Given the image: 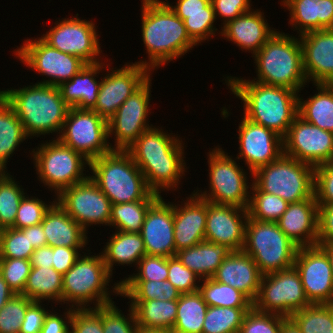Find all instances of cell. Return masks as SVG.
Returning a JSON list of instances; mask_svg holds the SVG:
<instances>
[{"instance_id":"6da1fadb","label":"cell","mask_w":333,"mask_h":333,"mask_svg":"<svg viewBox=\"0 0 333 333\" xmlns=\"http://www.w3.org/2000/svg\"><path fill=\"white\" fill-rule=\"evenodd\" d=\"M173 134L153 126L126 150L145 176L149 189L159 196L161 191L179 188L180 179L187 172L184 143Z\"/></svg>"},{"instance_id":"7a4b0ae2","label":"cell","mask_w":333,"mask_h":333,"mask_svg":"<svg viewBox=\"0 0 333 333\" xmlns=\"http://www.w3.org/2000/svg\"><path fill=\"white\" fill-rule=\"evenodd\" d=\"M141 3V37L148 60L135 63L153 71L197 45L187 34L183 20L165 1L142 0Z\"/></svg>"},{"instance_id":"3957f363","label":"cell","mask_w":333,"mask_h":333,"mask_svg":"<svg viewBox=\"0 0 333 333\" xmlns=\"http://www.w3.org/2000/svg\"><path fill=\"white\" fill-rule=\"evenodd\" d=\"M224 80L232 94L243 102L244 117L282 138L287 135L298 115L299 92L239 77L227 76Z\"/></svg>"},{"instance_id":"277c9868","label":"cell","mask_w":333,"mask_h":333,"mask_svg":"<svg viewBox=\"0 0 333 333\" xmlns=\"http://www.w3.org/2000/svg\"><path fill=\"white\" fill-rule=\"evenodd\" d=\"M0 95L13 108L27 137L31 139L54 132L58 138L70 106L57 86L35 83L19 89L0 90Z\"/></svg>"},{"instance_id":"5b68a950","label":"cell","mask_w":333,"mask_h":333,"mask_svg":"<svg viewBox=\"0 0 333 333\" xmlns=\"http://www.w3.org/2000/svg\"><path fill=\"white\" fill-rule=\"evenodd\" d=\"M88 170L112 205L160 197L149 189L145 176L126 150H111L91 160Z\"/></svg>"},{"instance_id":"8992f818","label":"cell","mask_w":333,"mask_h":333,"mask_svg":"<svg viewBox=\"0 0 333 333\" xmlns=\"http://www.w3.org/2000/svg\"><path fill=\"white\" fill-rule=\"evenodd\" d=\"M252 57L257 66V79L254 78L253 81L300 93L308 83L303 69L299 35L296 38L276 31Z\"/></svg>"},{"instance_id":"52a82bcc","label":"cell","mask_w":333,"mask_h":333,"mask_svg":"<svg viewBox=\"0 0 333 333\" xmlns=\"http://www.w3.org/2000/svg\"><path fill=\"white\" fill-rule=\"evenodd\" d=\"M82 253L85 254H81L63 275V304H68L66 307L85 309L114 303L110 294L112 290L108 287L111 285L112 275L107 271L101 253L96 256L84 251ZM92 303L94 307L90 306Z\"/></svg>"},{"instance_id":"ba28073f","label":"cell","mask_w":333,"mask_h":333,"mask_svg":"<svg viewBox=\"0 0 333 333\" xmlns=\"http://www.w3.org/2000/svg\"><path fill=\"white\" fill-rule=\"evenodd\" d=\"M54 139V140H53ZM41 143L31 150L38 180L54 191L55 198L69 186L86 180L85 167L90 161L82 154L63 144L58 138Z\"/></svg>"},{"instance_id":"9c48e42d","label":"cell","mask_w":333,"mask_h":333,"mask_svg":"<svg viewBox=\"0 0 333 333\" xmlns=\"http://www.w3.org/2000/svg\"><path fill=\"white\" fill-rule=\"evenodd\" d=\"M298 248L276 222L248 217L243 251L252 257L262 275L293 267Z\"/></svg>"},{"instance_id":"30bf717a","label":"cell","mask_w":333,"mask_h":333,"mask_svg":"<svg viewBox=\"0 0 333 333\" xmlns=\"http://www.w3.org/2000/svg\"><path fill=\"white\" fill-rule=\"evenodd\" d=\"M252 183L261 191L281 197L288 203L315 199V168L282 155L252 173Z\"/></svg>"},{"instance_id":"8fae6325","label":"cell","mask_w":333,"mask_h":333,"mask_svg":"<svg viewBox=\"0 0 333 333\" xmlns=\"http://www.w3.org/2000/svg\"><path fill=\"white\" fill-rule=\"evenodd\" d=\"M207 156L210 189L193 192L214 204L247 209L252 182H248V174L243 170V166L240 167V163L237 164L236 159L229 156L220 146L209 151Z\"/></svg>"},{"instance_id":"7c38bea8","label":"cell","mask_w":333,"mask_h":333,"mask_svg":"<svg viewBox=\"0 0 333 333\" xmlns=\"http://www.w3.org/2000/svg\"><path fill=\"white\" fill-rule=\"evenodd\" d=\"M311 305L300 275L296 268L290 267L279 272L263 275L259 293L253 307L261 312L290 318L291 315Z\"/></svg>"},{"instance_id":"4fadbf2b","label":"cell","mask_w":333,"mask_h":333,"mask_svg":"<svg viewBox=\"0 0 333 333\" xmlns=\"http://www.w3.org/2000/svg\"><path fill=\"white\" fill-rule=\"evenodd\" d=\"M58 139L89 161L112 150L107 121L93 110L70 107Z\"/></svg>"},{"instance_id":"5bb4252c","label":"cell","mask_w":333,"mask_h":333,"mask_svg":"<svg viewBox=\"0 0 333 333\" xmlns=\"http://www.w3.org/2000/svg\"><path fill=\"white\" fill-rule=\"evenodd\" d=\"M24 42L20 47L17 46L14 54L26 67L49 78L37 83L58 87L63 82L69 81L87 64L79 57L50 47L40 37L27 38Z\"/></svg>"},{"instance_id":"9a60e30c","label":"cell","mask_w":333,"mask_h":333,"mask_svg":"<svg viewBox=\"0 0 333 333\" xmlns=\"http://www.w3.org/2000/svg\"><path fill=\"white\" fill-rule=\"evenodd\" d=\"M59 21V22H58ZM41 39L50 47L81 58L87 64L101 62L102 50L95 22L76 17L59 19ZM98 56V57H97Z\"/></svg>"},{"instance_id":"2e32d148","label":"cell","mask_w":333,"mask_h":333,"mask_svg":"<svg viewBox=\"0 0 333 333\" xmlns=\"http://www.w3.org/2000/svg\"><path fill=\"white\" fill-rule=\"evenodd\" d=\"M55 199L86 232L91 225L109 226L111 201L90 176L64 189Z\"/></svg>"},{"instance_id":"e0dca14e","label":"cell","mask_w":333,"mask_h":333,"mask_svg":"<svg viewBox=\"0 0 333 333\" xmlns=\"http://www.w3.org/2000/svg\"><path fill=\"white\" fill-rule=\"evenodd\" d=\"M152 78H149L117 109L115 115L107 122L108 138L114 136L112 150H127L141 134L153 127L149 126L150 97Z\"/></svg>"},{"instance_id":"ac0fdd59","label":"cell","mask_w":333,"mask_h":333,"mask_svg":"<svg viewBox=\"0 0 333 333\" xmlns=\"http://www.w3.org/2000/svg\"><path fill=\"white\" fill-rule=\"evenodd\" d=\"M106 65L107 74L100 79V89L93 111L108 122L124 101L151 77L152 71L133 62H128L119 69L109 68V63Z\"/></svg>"},{"instance_id":"d6986e66","label":"cell","mask_w":333,"mask_h":333,"mask_svg":"<svg viewBox=\"0 0 333 333\" xmlns=\"http://www.w3.org/2000/svg\"><path fill=\"white\" fill-rule=\"evenodd\" d=\"M284 155L316 166L333 162V133L295 117L283 138Z\"/></svg>"},{"instance_id":"ffe728a7","label":"cell","mask_w":333,"mask_h":333,"mask_svg":"<svg viewBox=\"0 0 333 333\" xmlns=\"http://www.w3.org/2000/svg\"><path fill=\"white\" fill-rule=\"evenodd\" d=\"M311 304H333V275L327 253L318 245L299 247L293 265Z\"/></svg>"},{"instance_id":"44dd1931","label":"cell","mask_w":333,"mask_h":333,"mask_svg":"<svg viewBox=\"0 0 333 333\" xmlns=\"http://www.w3.org/2000/svg\"><path fill=\"white\" fill-rule=\"evenodd\" d=\"M238 127L239 154L236 160L244 159L252 173L258 168L276 161L284 154L283 138L260 124L243 116Z\"/></svg>"},{"instance_id":"7402d4cb","label":"cell","mask_w":333,"mask_h":333,"mask_svg":"<svg viewBox=\"0 0 333 333\" xmlns=\"http://www.w3.org/2000/svg\"><path fill=\"white\" fill-rule=\"evenodd\" d=\"M247 219L246 208L207 201L205 241L226 245L232 251L243 250Z\"/></svg>"},{"instance_id":"603a6c76","label":"cell","mask_w":333,"mask_h":333,"mask_svg":"<svg viewBox=\"0 0 333 333\" xmlns=\"http://www.w3.org/2000/svg\"><path fill=\"white\" fill-rule=\"evenodd\" d=\"M140 234L146 255L174 257V204L160 196L148 208Z\"/></svg>"},{"instance_id":"cb8c5ba5","label":"cell","mask_w":333,"mask_h":333,"mask_svg":"<svg viewBox=\"0 0 333 333\" xmlns=\"http://www.w3.org/2000/svg\"><path fill=\"white\" fill-rule=\"evenodd\" d=\"M307 82H333V29L310 31L299 36Z\"/></svg>"},{"instance_id":"d4e9b609","label":"cell","mask_w":333,"mask_h":333,"mask_svg":"<svg viewBox=\"0 0 333 333\" xmlns=\"http://www.w3.org/2000/svg\"><path fill=\"white\" fill-rule=\"evenodd\" d=\"M184 204H174V240L176 252L205 240L207 200L195 192Z\"/></svg>"},{"instance_id":"484cf974","label":"cell","mask_w":333,"mask_h":333,"mask_svg":"<svg viewBox=\"0 0 333 333\" xmlns=\"http://www.w3.org/2000/svg\"><path fill=\"white\" fill-rule=\"evenodd\" d=\"M262 13L260 9H252L227 22L221 27L218 34L227 38L228 41L234 42L242 51H249L254 56L276 32L275 28L270 27Z\"/></svg>"},{"instance_id":"4316f807","label":"cell","mask_w":333,"mask_h":333,"mask_svg":"<svg viewBox=\"0 0 333 333\" xmlns=\"http://www.w3.org/2000/svg\"><path fill=\"white\" fill-rule=\"evenodd\" d=\"M285 235L298 247H312L318 240V203L305 199L289 203L276 222Z\"/></svg>"},{"instance_id":"83f0119b","label":"cell","mask_w":333,"mask_h":333,"mask_svg":"<svg viewBox=\"0 0 333 333\" xmlns=\"http://www.w3.org/2000/svg\"><path fill=\"white\" fill-rule=\"evenodd\" d=\"M262 276L252 257L241 250L232 251L212 278L241 291L254 302L259 293Z\"/></svg>"},{"instance_id":"f1b7e54d","label":"cell","mask_w":333,"mask_h":333,"mask_svg":"<svg viewBox=\"0 0 333 333\" xmlns=\"http://www.w3.org/2000/svg\"><path fill=\"white\" fill-rule=\"evenodd\" d=\"M48 246L85 248L87 232L55 201L41 222Z\"/></svg>"},{"instance_id":"f546056e","label":"cell","mask_w":333,"mask_h":333,"mask_svg":"<svg viewBox=\"0 0 333 333\" xmlns=\"http://www.w3.org/2000/svg\"><path fill=\"white\" fill-rule=\"evenodd\" d=\"M289 10V24L300 35L321 29H333V0H282Z\"/></svg>"},{"instance_id":"4dcf8cb0","label":"cell","mask_w":333,"mask_h":333,"mask_svg":"<svg viewBox=\"0 0 333 333\" xmlns=\"http://www.w3.org/2000/svg\"><path fill=\"white\" fill-rule=\"evenodd\" d=\"M102 60L101 58L99 63L86 64L69 81H65L58 86L61 97L70 107L80 110L94 109L101 84V81L96 80V78H98L99 72L105 70L106 67Z\"/></svg>"},{"instance_id":"1f68e13d","label":"cell","mask_w":333,"mask_h":333,"mask_svg":"<svg viewBox=\"0 0 333 333\" xmlns=\"http://www.w3.org/2000/svg\"><path fill=\"white\" fill-rule=\"evenodd\" d=\"M232 252L226 245L202 241L176 252V257L201 279L212 278L223 260Z\"/></svg>"},{"instance_id":"d6a6232c","label":"cell","mask_w":333,"mask_h":333,"mask_svg":"<svg viewBox=\"0 0 333 333\" xmlns=\"http://www.w3.org/2000/svg\"><path fill=\"white\" fill-rule=\"evenodd\" d=\"M109 242L104 246L101 255L107 271L113 276L114 264L138 265L139 260L146 255L144 241L140 233L115 230L110 235ZM136 263V264H135Z\"/></svg>"},{"instance_id":"836d02e7","label":"cell","mask_w":333,"mask_h":333,"mask_svg":"<svg viewBox=\"0 0 333 333\" xmlns=\"http://www.w3.org/2000/svg\"><path fill=\"white\" fill-rule=\"evenodd\" d=\"M313 85L317 94L306 100L298 95V115L314 126L333 133V86L326 83Z\"/></svg>"},{"instance_id":"e575fe53","label":"cell","mask_w":333,"mask_h":333,"mask_svg":"<svg viewBox=\"0 0 333 333\" xmlns=\"http://www.w3.org/2000/svg\"><path fill=\"white\" fill-rule=\"evenodd\" d=\"M130 302L138 328L160 331L173 329L177 317V300Z\"/></svg>"},{"instance_id":"d590c367","label":"cell","mask_w":333,"mask_h":333,"mask_svg":"<svg viewBox=\"0 0 333 333\" xmlns=\"http://www.w3.org/2000/svg\"><path fill=\"white\" fill-rule=\"evenodd\" d=\"M62 280L63 275L53 267H31L22 295L32 301L52 300L62 305Z\"/></svg>"},{"instance_id":"8d00e7d4","label":"cell","mask_w":333,"mask_h":333,"mask_svg":"<svg viewBox=\"0 0 333 333\" xmlns=\"http://www.w3.org/2000/svg\"><path fill=\"white\" fill-rule=\"evenodd\" d=\"M27 138L20 119L0 95V171L7 170L10 156Z\"/></svg>"},{"instance_id":"74e56055","label":"cell","mask_w":333,"mask_h":333,"mask_svg":"<svg viewBox=\"0 0 333 333\" xmlns=\"http://www.w3.org/2000/svg\"><path fill=\"white\" fill-rule=\"evenodd\" d=\"M207 309L208 305L199 291L181 294L177 300L173 329L181 333H202Z\"/></svg>"},{"instance_id":"f35d334b","label":"cell","mask_w":333,"mask_h":333,"mask_svg":"<svg viewBox=\"0 0 333 333\" xmlns=\"http://www.w3.org/2000/svg\"><path fill=\"white\" fill-rule=\"evenodd\" d=\"M181 293L168 281L124 280L120 284V296L130 301L178 300Z\"/></svg>"},{"instance_id":"ab89813d","label":"cell","mask_w":333,"mask_h":333,"mask_svg":"<svg viewBox=\"0 0 333 333\" xmlns=\"http://www.w3.org/2000/svg\"><path fill=\"white\" fill-rule=\"evenodd\" d=\"M199 292L208 306L252 308L253 302L241 291L213 278L201 279Z\"/></svg>"},{"instance_id":"60d3db41","label":"cell","mask_w":333,"mask_h":333,"mask_svg":"<svg viewBox=\"0 0 333 333\" xmlns=\"http://www.w3.org/2000/svg\"><path fill=\"white\" fill-rule=\"evenodd\" d=\"M157 199H143L111 205L109 226L117 231L140 233L148 208Z\"/></svg>"},{"instance_id":"b9f144b4","label":"cell","mask_w":333,"mask_h":333,"mask_svg":"<svg viewBox=\"0 0 333 333\" xmlns=\"http://www.w3.org/2000/svg\"><path fill=\"white\" fill-rule=\"evenodd\" d=\"M290 319L301 333H333V304H311L295 311Z\"/></svg>"},{"instance_id":"7bdbcfd3","label":"cell","mask_w":333,"mask_h":333,"mask_svg":"<svg viewBox=\"0 0 333 333\" xmlns=\"http://www.w3.org/2000/svg\"><path fill=\"white\" fill-rule=\"evenodd\" d=\"M250 194L248 217L255 220L277 222L289 205L281 197L259 190L253 183Z\"/></svg>"},{"instance_id":"ee69618b","label":"cell","mask_w":333,"mask_h":333,"mask_svg":"<svg viewBox=\"0 0 333 333\" xmlns=\"http://www.w3.org/2000/svg\"><path fill=\"white\" fill-rule=\"evenodd\" d=\"M7 171H0V227L14 225L19 204L26 194L20 183Z\"/></svg>"},{"instance_id":"f6af8a7d","label":"cell","mask_w":333,"mask_h":333,"mask_svg":"<svg viewBox=\"0 0 333 333\" xmlns=\"http://www.w3.org/2000/svg\"><path fill=\"white\" fill-rule=\"evenodd\" d=\"M250 309L208 306L202 333H239L243 318Z\"/></svg>"},{"instance_id":"bcb514c9","label":"cell","mask_w":333,"mask_h":333,"mask_svg":"<svg viewBox=\"0 0 333 333\" xmlns=\"http://www.w3.org/2000/svg\"><path fill=\"white\" fill-rule=\"evenodd\" d=\"M29 240V227L4 228L0 235V258H19L30 260L34 252Z\"/></svg>"},{"instance_id":"7dc6e473","label":"cell","mask_w":333,"mask_h":333,"mask_svg":"<svg viewBox=\"0 0 333 333\" xmlns=\"http://www.w3.org/2000/svg\"><path fill=\"white\" fill-rule=\"evenodd\" d=\"M176 15L183 20L187 34L197 45H201V42L204 43L212 36H216L218 28L216 29L214 25L216 18L211 2L207 5V13Z\"/></svg>"},{"instance_id":"c3c4849f","label":"cell","mask_w":333,"mask_h":333,"mask_svg":"<svg viewBox=\"0 0 333 333\" xmlns=\"http://www.w3.org/2000/svg\"><path fill=\"white\" fill-rule=\"evenodd\" d=\"M136 267L137 274L133 273L118 283L115 282L114 287H111L112 293L120 295V284L124 280L165 281L168 278V257L144 255Z\"/></svg>"},{"instance_id":"681fc988","label":"cell","mask_w":333,"mask_h":333,"mask_svg":"<svg viewBox=\"0 0 333 333\" xmlns=\"http://www.w3.org/2000/svg\"><path fill=\"white\" fill-rule=\"evenodd\" d=\"M33 301L22 294H15L0 309V333H19L28 306Z\"/></svg>"},{"instance_id":"f907efd6","label":"cell","mask_w":333,"mask_h":333,"mask_svg":"<svg viewBox=\"0 0 333 333\" xmlns=\"http://www.w3.org/2000/svg\"><path fill=\"white\" fill-rule=\"evenodd\" d=\"M128 307L129 314L126 316L116 307L115 302L102 306L103 333H137L139 328L133 308Z\"/></svg>"},{"instance_id":"816d5d0a","label":"cell","mask_w":333,"mask_h":333,"mask_svg":"<svg viewBox=\"0 0 333 333\" xmlns=\"http://www.w3.org/2000/svg\"><path fill=\"white\" fill-rule=\"evenodd\" d=\"M286 317L261 312L252 307L246 312L239 333H279Z\"/></svg>"},{"instance_id":"f5cc1de1","label":"cell","mask_w":333,"mask_h":333,"mask_svg":"<svg viewBox=\"0 0 333 333\" xmlns=\"http://www.w3.org/2000/svg\"><path fill=\"white\" fill-rule=\"evenodd\" d=\"M53 200V202H49L50 204H46L45 201H42L38 197H27L24 195L19 204L16 219L12 228L23 229L41 224L46 211L56 201V199Z\"/></svg>"},{"instance_id":"db71d44e","label":"cell","mask_w":333,"mask_h":333,"mask_svg":"<svg viewBox=\"0 0 333 333\" xmlns=\"http://www.w3.org/2000/svg\"><path fill=\"white\" fill-rule=\"evenodd\" d=\"M27 259L0 258V273L15 294H22L31 270Z\"/></svg>"},{"instance_id":"11a10c76","label":"cell","mask_w":333,"mask_h":333,"mask_svg":"<svg viewBox=\"0 0 333 333\" xmlns=\"http://www.w3.org/2000/svg\"><path fill=\"white\" fill-rule=\"evenodd\" d=\"M167 280L181 293H193L199 291L201 278L184 266L179 259L168 257Z\"/></svg>"},{"instance_id":"9f6ffc18","label":"cell","mask_w":333,"mask_h":333,"mask_svg":"<svg viewBox=\"0 0 333 333\" xmlns=\"http://www.w3.org/2000/svg\"><path fill=\"white\" fill-rule=\"evenodd\" d=\"M70 333H103L102 306L85 309L74 308Z\"/></svg>"},{"instance_id":"6f0895ef","label":"cell","mask_w":333,"mask_h":333,"mask_svg":"<svg viewBox=\"0 0 333 333\" xmlns=\"http://www.w3.org/2000/svg\"><path fill=\"white\" fill-rule=\"evenodd\" d=\"M314 196L318 205L333 204V163L315 167Z\"/></svg>"},{"instance_id":"680465c9","label":"cell","mask_w":333,"mask_h":333,"mask_svg":"<svg viewBox=\"0 0 333 333\" xmlns=\"http://www.w3.org/2000/svg\"><path fill=\"white\" fill-rule=\"evenodd\" d=\"M251 0H211L215 18H222L223 25L252 10ZM218 16V17H217Z\"/></svg>"},{"instance_id":"91938a15","label":"cell","mask_w":333,"mask_h":333,"mask_svg":"<svg viewBox=\"0 0 333 333\" xmlns=\"http://www.w3.org/2000/svg\"><path fill=\"white\" fill-rule=\"evenodd\" d=\"M49 311L43 307L42 302L33 301L25 312L19 333H40Z\"/></svg>"},{"instance_id":"94428289","label":"cell","mask_w":333,"mask_h":333,"mask_svg":"<svg viewBox=\"0 0 333 333\" xmlns=\"http://www.w3.org/2000/svg\"><path fill=\"white\" fill-rule=\"evenodd\" d=\"M79 250L85 249L53 246L52 267L64 275L81 256Z\"/></svg>"},{"instance_id":"6125c7cd","label":"cell","mask_w":333,"mask_h":333,"mask_svg":"<svg viewBox=\"0 0 333 333\" xmlns=\"http://www.w3.org/2000/svg\"><path fill=\"white\" fill-rule=\"evenodd\" d=\"M333 243V204L318 205L317 245Z\"/></svg>"},{"instance_id":"be15d7a7","label":"cell","mask_w":333,"mask_h":333,"mask_svg":"<svg viewBox=\"0 0 333 333\" xmlns=\"http://www.w3.org/2000/svg\"><path fill=\"white\" fill-rule=\"evenodd\" d=\"M67 311L64 315H58L57 312L51 311L45 316L43 327L40 333H70L71 319L74 308H65ZM57 313V314H56ZM64 316V317H62Z\"/></svg>"},{"instance_id":"e7e4bbea","label":"cell","mask_w":333,"mask_h":333,"mask_svg":"<svg viewBox=\"0 0 333 333\" xmlns=\"http://www.w3.org/2000/svg\"><path fill=\"white\" fill-rule=\"evenodd\" d=\"M165 1L175 14L207 13V5L211 2V0H177L176 5L172 6L168 0Z\"/></svg>"},{"instance_id":"03108f58","label":"cell","mask_w":333,"mask_h":333,"mask_svg":"<svg viewBox=\"0 0 333 333\" xmlns=\"http://www.w3.org/2000/svg\"><path fill=\"white\" fill-rule=\"evenodd\" d=\"M52 254L53 246L46 245L35 249L30 259L31 266L35 268L52 267Z\"/></svg>"},{"instance_id":"003e7915","label":"cell","mask_w":333,"mask_h":333,"mask_svg":"<svg viewBox=\"0 0 333 333\" xmlns=\"http://www.w3.org/2000/svg\"><path fill=\"white\" fill-rule=\"evenodd\" d=\"M29 240L34 249L47 245L42 225L29 226Z\"/></svg>"},{"instance_id":"a7ac6f4b","label":"cell","mask_w":333,"mask_h":333,"mask_svg":"<svg viewBox=\"0 0 333 333\" xmlns=\"http://www.w3.org/2000/svg\"><path fill=\"white\" fill-rule=\"evenodd\" d=\"M15 295L0 273V309Z\"/></svg>"},{"instance_id":"89a4df30","label":"cell","mask_w":333,"mask_h":333,"mask_svg":"<svg viewBox=\"0 0 333 333\" xmlns=\"http://www.w3.org/2000/svg\"><path fill=\"white\" fill-rule=\"evenodd\" d=\"M279 333H301V331L290 318H287L283 322Z\"/></svg>"},{"instance_id":"2644e50d","label":"cell","mask_w":333,"mask_h":333,"mask_svg":"<svg viewBox=\"0 0 333 333\" xmlns=\"http://www.w3.org/2000/svg\"><path fill=\"white\" fill-rule=\"evenodd\" d=\"M318 246H320L327 253L333 275V243L322 244Z\"/></svg>"},{"instance_id":"8c879c8a","label":"cell","mask_w":333,"mask_h":333,"mask_svg":"<svg viewBox=\"0 0 333 333\" xmlns=\"http://www.w3.org/2000/svg\"><path fill=\"white\" fill-rule=\"evenodd\" d=\"M137 333H166V331H160V330H147V329L139 328V329L137 330Z\"/></svg>"},{"instance_id":"753ad0ef","label":"cell","mask_w":333,"mask_h":333,"mask_svg":"<svg viewBox=\"0 0 333 333\" xmlns=\"http://www.w3.org/2000/svg\"><path fill=\"white\" fill-rule=\"evenodd\" d=\"M166 333H181L178 331H175L174 329L166 330Z\"/></svg>"}]
</instances>
